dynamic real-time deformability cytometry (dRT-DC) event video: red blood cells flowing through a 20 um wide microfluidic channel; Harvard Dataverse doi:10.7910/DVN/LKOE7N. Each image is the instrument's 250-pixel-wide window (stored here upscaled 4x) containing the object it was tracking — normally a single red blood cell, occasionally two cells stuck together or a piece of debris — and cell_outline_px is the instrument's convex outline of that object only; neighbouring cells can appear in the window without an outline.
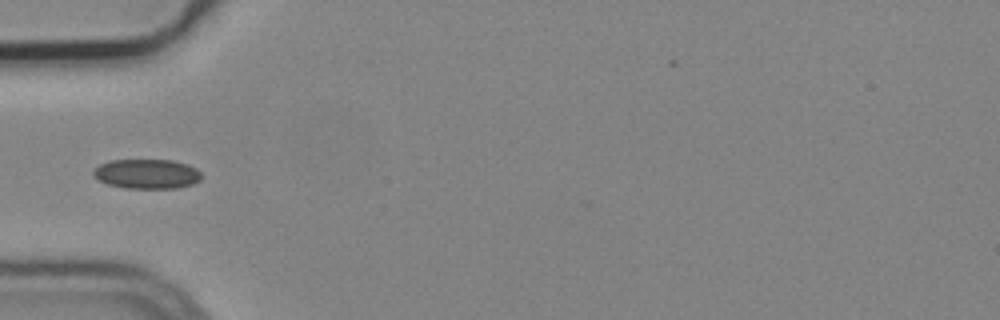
{"species": "common noctule bat (a hibernating species)", "species_latin": "Nyctalus noctula", "temperature_condition": "cold", "stored_images_in_passage": 8, "camera_frame_rate_fps": 3000, "um_per_image_px": 0.085, "animal": {"sex": "male", "body_mass_g": 19.2, "forearm_length_mm": 51.8}, "frame": {"image": 1, "passage_image": 5, "time_ms": 1.333, "image_size_px": [1000, 320], "cell_outline_px": [[200, 180], [192, 184], [176, 188], [124, 188], [108, 184], [92, 176], [92, 172], [100, 164], [112, 160], [172, 160], [188, 164], [196, 168], [200, 172]], "centroid_in_image_um": [12.48, 14.78], "position_along_channel_um": 72.5, "area_um2": 18.61}}
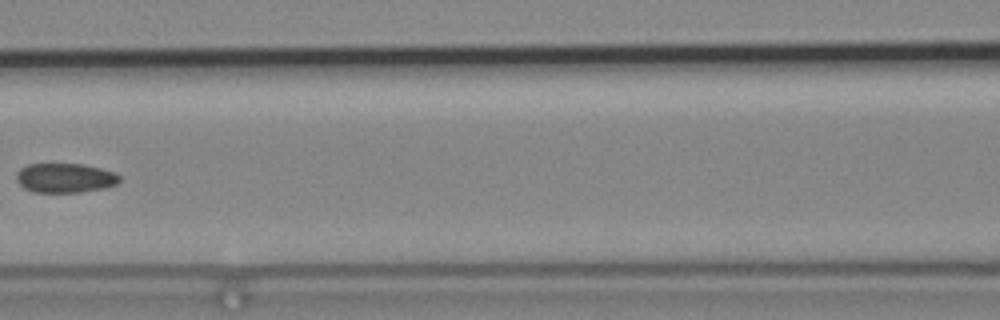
{"frame": {"image": 2, "passage_image": 7, "time_ms": 2.0, "image_size_px": [1000, 320], "cell_outline_px": [[120, 180], [116, 184], [104, 188], [80, 192], [32, 192], [24, 188], [16, 180], [16, 172], [20, 168], [28, 164], [84, 164], [116, 172], [120, 176]], "centroid_in_image_um": [5.52, 15.12], "position_along_channel_um": 161.1, "area_um2": 17.8}}
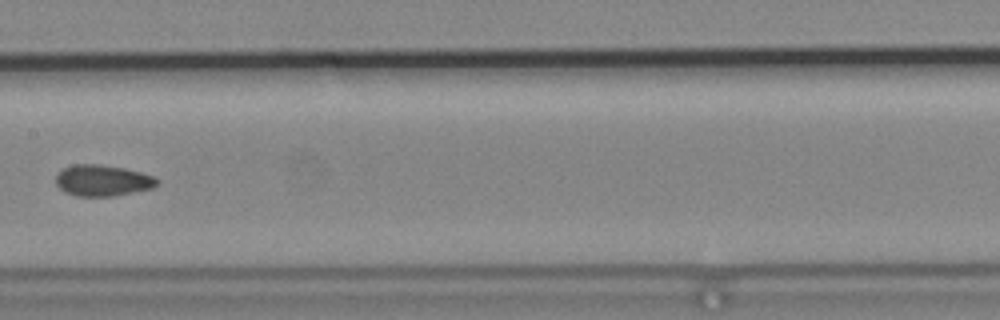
{"frame": {"image": 3, "passage_image": 8, "time_ms": 2.333, "image_size_px": [1000, 320], "cell_outline_px": [[160, 180], [152, 188], [112, 196], [76, 196], [64, 192], [56, 184], [56, 176], [64, 168], [72, 164], [100, 164], [124, 168], [140, 172], [152, 176]], "centroid_in_image_um": [8.69, 15.34], "position_along_channel_um": 198.7, "area_um2": 18.26}}